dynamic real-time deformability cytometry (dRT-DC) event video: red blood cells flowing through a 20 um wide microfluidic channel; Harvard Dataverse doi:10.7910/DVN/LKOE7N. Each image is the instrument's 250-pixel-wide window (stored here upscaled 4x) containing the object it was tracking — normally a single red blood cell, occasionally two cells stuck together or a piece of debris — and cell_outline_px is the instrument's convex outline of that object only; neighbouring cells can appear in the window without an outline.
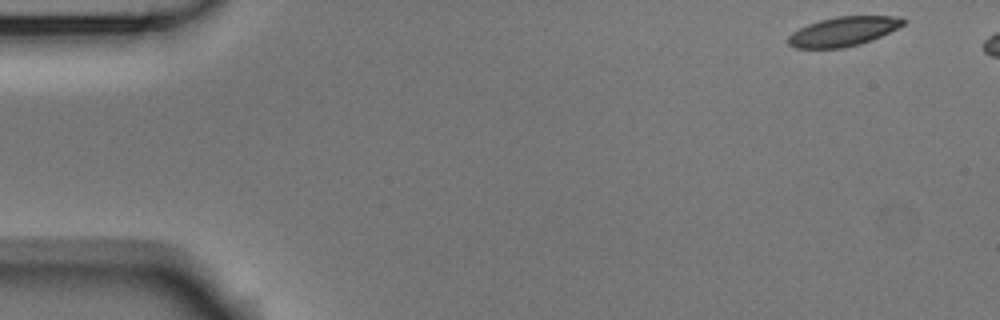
{"species": "Egyptian fruit bat (a non-hibernating species)", "species_latin": "Rousettus aegyptiacus", "temperature_condition": "room temperature", "stored_images_in_passage": 46, "camera_frame_rate_fps": 3000, "um_per_image_px": 0.085, "animal": {"sex": "male"}, "frame": {"image": 1, "passage_image": 1, "time_ms": 0.0, "image_size_px": [1000, 320], "cell_outline_px": [[908, 20], [904, 24], [872, 40], [860, 44], [844, 48], [796, 48], [788, 44], [788, 36], [792, 32], [808, 24], [820, 20], [836, 16], [900, 16]], "centroid_in_image_um": [71.68, 2.67], "position_along_channel_um": 13.3, "area_um2": 19.65}}
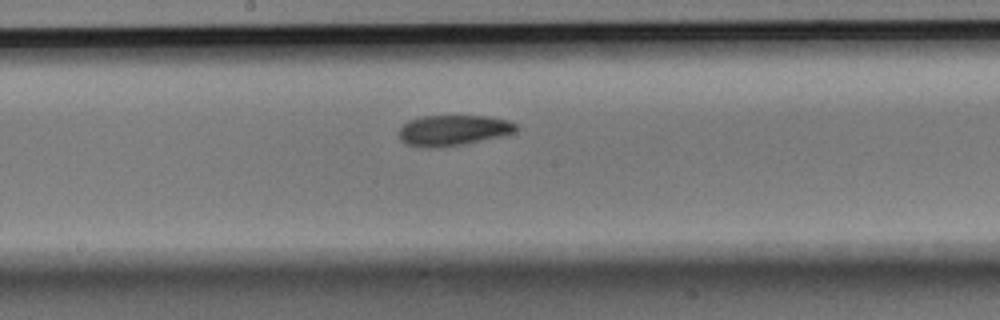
{"frame": {"image": 2, "passage_image": 26, "time_ms": 8.333, "image_size_px": [1000, 320], "cell_outline_px": [[516, 128], [512, 132], [496, 136], [460, 144], [428, 148], [424, 148], [408, 144], [400, 140], [400, 128], [408, 120], [420, 116], [488, 116], [508, 120], [516, 124]], "centroid_in_image_um": [38.44, 11.05], "position_along_channel_um": 209.8, "area_um2": 20.29}}
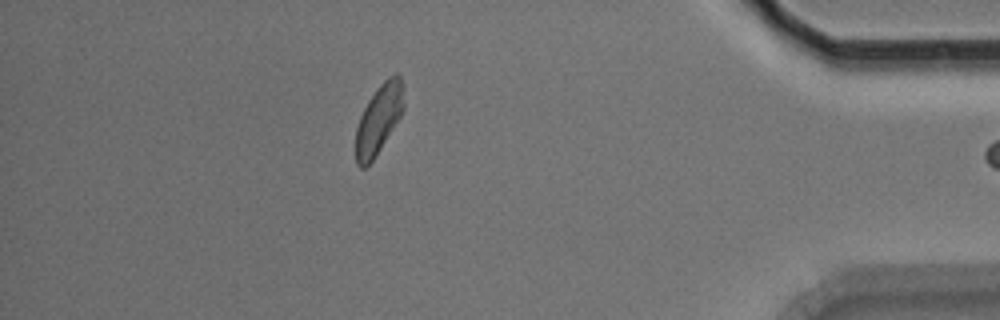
{"frame": {"image": 3, "passage_image": 45, "time_ms": 14.667, "image_size_px": [1000, 320], "cell_outline_px": [[404, 108], [400, 116], [380, 148], [372, 160], [364, 168], [360, 168], [356, 164], [356, 128], [360, 116], [368, 100], [376, 88], [388, 76], [396, 72], [400, 76], [404, 104]], "centroid_in_image_um": [32.18, 10.1], "position_along_channel_um": 403.0, "area_um2": 19.02}}